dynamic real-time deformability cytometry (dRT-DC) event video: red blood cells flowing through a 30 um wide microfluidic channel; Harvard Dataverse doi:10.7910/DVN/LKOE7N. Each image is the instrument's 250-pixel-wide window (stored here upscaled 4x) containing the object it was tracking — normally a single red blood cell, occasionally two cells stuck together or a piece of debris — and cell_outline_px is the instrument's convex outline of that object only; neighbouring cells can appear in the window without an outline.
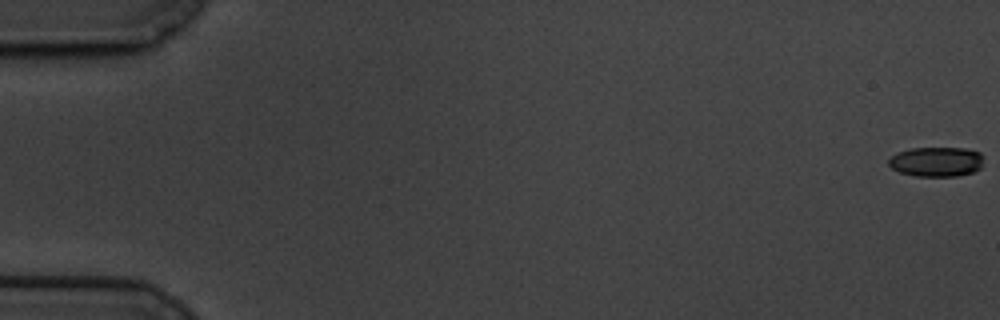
{"species": "common noctule bat (a hibernating species)", "species_latin": "Nyctalus noctula", "temperature_condition": "cold", "stored_images_in_passage": 51, "camera_frame_rate_fps": 3000, "um_per_image_px": 0.085, "animal": {"sex": "male", "body_mass_g": 19.5, "forearm_length_mm": 54.6}, "frame": {"image": 1, "passage_image": 1, "time_ms": 0.0, "image_size_px": [1000, 320], "cell_outline_px": [[980, 168], [972, 172], [956, 176], [916, 176], [900, 172], [892, 168], [888, 164], [888, 160], [896, 152], [908, 148], [964, 148], [980, 152]], "centroid_in_image_um": [79.53, 13.74], "position_along_channel_um": 5.5, "area_um2": 16.3}}
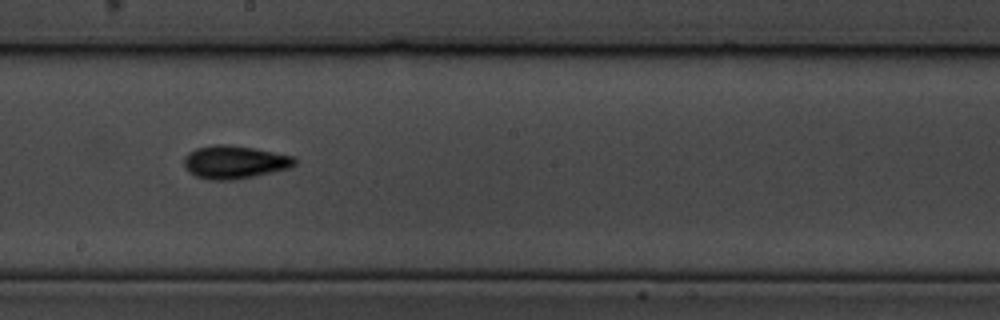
{"frame": {"image": 2, "passage_image": 35, "time_ms": 11.333, "image_size_px": [1000, 320], "cell_outline_px": [[296, 164], [288, 168], [272, 172], [232, 180], [208, 180], [196, 176], [188, 172], [184, 164], [184, 156], [188, 152], [196, 148], [212, 144], [232, 144], [296, 156]], "centroid_in_image_um": [19.91, 13.76], "position_along_channel_um": 228.3, "area_um2": 21.5}}
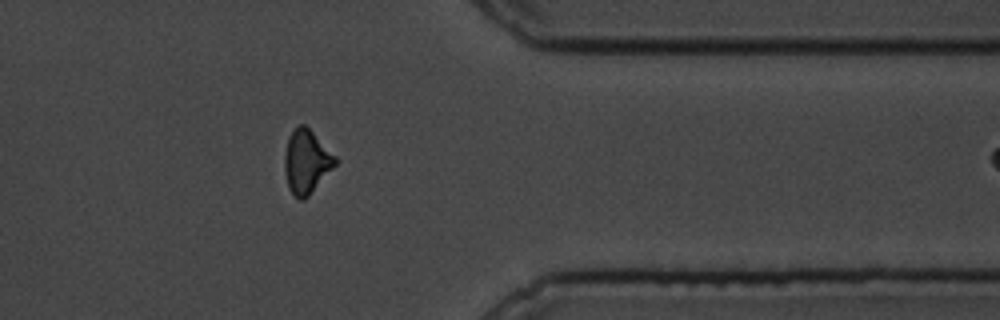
{"frame": {"image": 3, "passage_image": 50, "time_ms": 16.333, "image_size_px": [1000, 320], "cell_outline_px": [[336, 164], [308, 196], [304, 200], [300, 200], [288, 188], [284, 172], [284, 152], [288, 136], [300, 124], [304, 124], [336, 156]], "centroid_in_image_um": [26.01, 13.74], "position_along_channel_um": 385.4, "area_um2": 18.55}}